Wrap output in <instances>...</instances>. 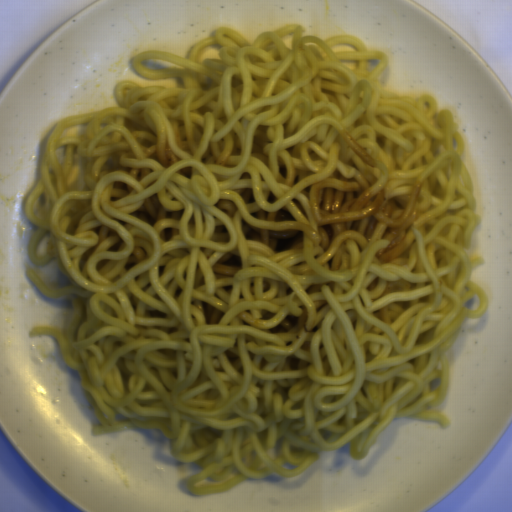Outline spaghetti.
I'll list each match as a JSON object with an SVG mask.
<instances>
[{
	"label": "spaghetti",
	"mask_w": 512,
	"mask_h": 512,
	"mask_svg": "<svg viewBox=\"0 0 512 512\" xmlns=\"http://www.w3.org/2000/svg\"><path fill=\"white\" fill-rule=\"evenodd\" d=\"M294 23L228 27L131 67L181 89L55 122L25 202L32 265L68 284L57 340L100 425L159 429L196 496L363 459L393 418L451 427L454 342L489 308L465 139L387 53Z\"/></svg>",
	"instance_id": "spaghetti-1"
}]
</instances>
